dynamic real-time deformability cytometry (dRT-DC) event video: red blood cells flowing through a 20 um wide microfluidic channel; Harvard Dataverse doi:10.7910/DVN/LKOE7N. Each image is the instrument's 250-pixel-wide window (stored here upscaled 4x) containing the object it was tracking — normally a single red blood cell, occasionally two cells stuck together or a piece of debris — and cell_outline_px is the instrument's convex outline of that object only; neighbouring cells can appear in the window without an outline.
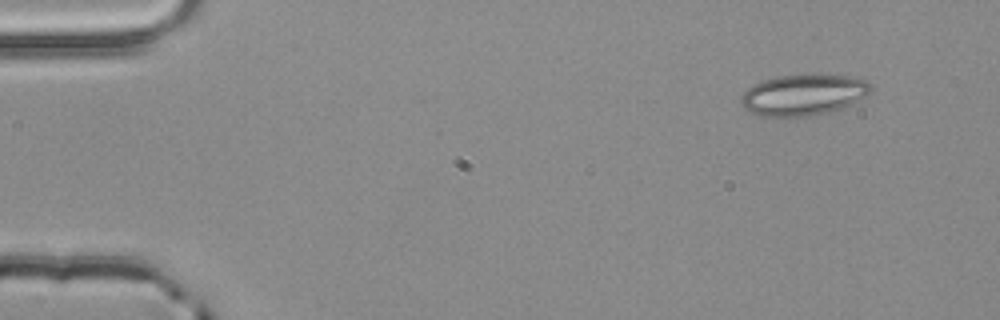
{"species": "common noctule bat (a hibernating species)", "species_latin": "Nyctalus noctula", "temperature_condition": "room temperature", "stored_images_in_passage": 3, "camera_frame_rate_fps": 3000, "um_per_image_px": 0.085, "animal": {"sex": "male", "body_mass_g": 20.4}, "frame": {"image": 1, "passage_image": 1, "time_ms": 0.0, "image_size_px": [1000, 320], "cell_outline_px": [[872, 92], [832, 112], [812, 116], [760, 116], [744, 108], [740, 104], [740, 96], [752, 84], [760, 80], [776, 76], [848, 76], [864, 80], [872, 84]], "centroid_in_image_um": [68.23, 8.08], "position_along_channel_um": 16.8, "area_um2": 30.69}}